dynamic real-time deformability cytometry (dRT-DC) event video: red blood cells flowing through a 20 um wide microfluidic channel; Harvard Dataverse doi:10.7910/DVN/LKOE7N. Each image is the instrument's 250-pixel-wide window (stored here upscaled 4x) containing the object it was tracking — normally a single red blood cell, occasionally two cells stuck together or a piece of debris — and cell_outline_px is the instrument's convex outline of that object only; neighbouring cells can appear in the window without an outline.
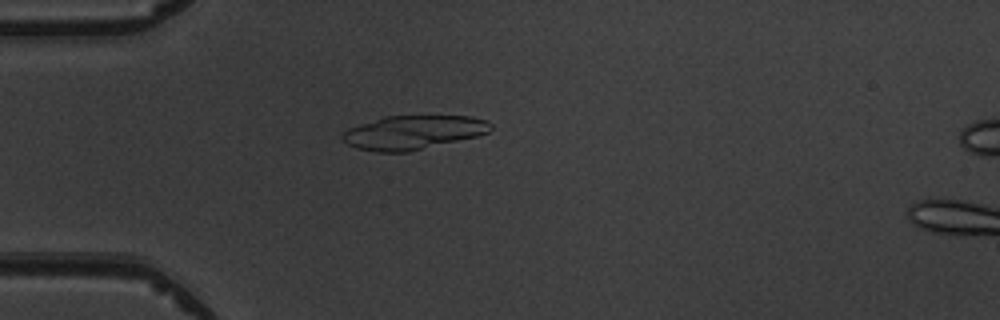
{"species": "common noctule bat (a hibernating species)", "species_latin": "Nyctalus noctula", "temperature_condition": "warm", "stored_images_in_passage": 2, "camera_frame_rate_fps": 3000, "um_per_image_px": 0.085, "animal": {"sex": "male", "body_mass_g": 19.5, "forearm_length_mm": 54.6}, "frame": {"image": 1, "passage_image": 1, "time_ms": 0.0, "image_size_px": [1000, 320], "cell_outline_px": [[492, 128], [488, 132], [476, 136], [408, 152], [376, 152], [356, 148], [348, 144], [340, 136], [348, 128], [384, 116], [472, 116], [488, 120], [492, 124]], "centroid_in_image_um": [35.12, 11.25], "position_along_channel_um": 49.9, "area_um2": 29.19}}